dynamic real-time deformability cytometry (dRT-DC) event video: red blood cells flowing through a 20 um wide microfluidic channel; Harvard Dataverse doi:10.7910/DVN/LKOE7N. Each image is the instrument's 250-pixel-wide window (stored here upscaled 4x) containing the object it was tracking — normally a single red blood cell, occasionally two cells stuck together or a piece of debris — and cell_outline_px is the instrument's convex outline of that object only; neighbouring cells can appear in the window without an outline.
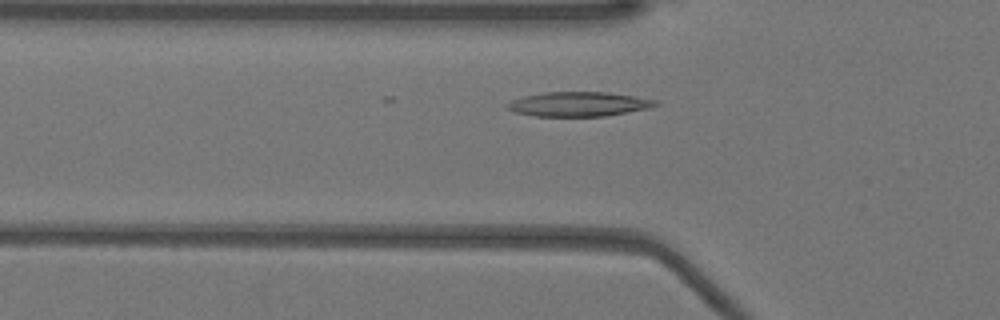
{"species": "Egyptian fruit bat (a non-hibernating species)", "species_latin": "Rousettus aegyptiacus", "temperature_condition": "warm", "stored_images_in_passage": 15, "camera_frame_rate_fps": 3000, "um_per_image_px": 0.085, "animal": {"sex": "female"}, "frame": {"image": 1, "passage_image": 10, "time_ms": 3.0, "image_size_px": [1000, 320], "cell_outline_px": [[660, 104], [648, 108], [604, 116], [536, 116], [516, 112], [504, 108], [504, 104], [512, 100], [524, 96], [544, 92], [608, 92], [656, 100]], "centroid_in_image_um": [49.13, 8.84], "position_along_channel_um": 76.7, "area_um2": 21.04}}
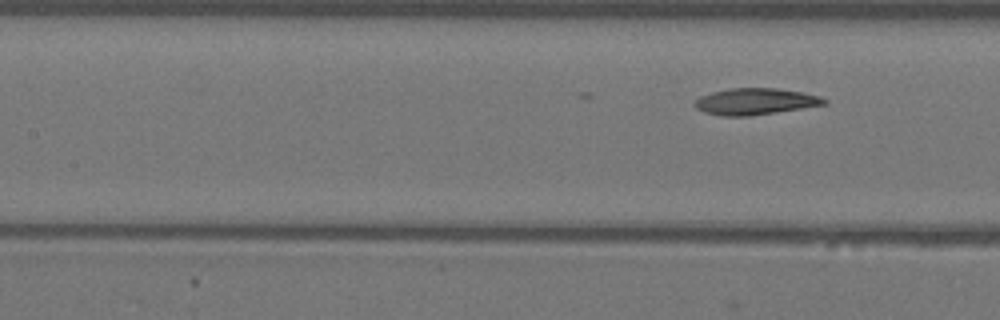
{"frame": {"image": 2, "passage_image": 15, "time_ms": 4.667, "image_size_px": [1000, 320], "cell_outline_px": [[828, 104], [776, 112], [748, 116], [720, 116], [704, 112], [696, 108], [692, 104], [700, 96], [712, 92], [728, 88], [776, 88], [800, 92], [820, 96], [828, 100]], "centroid_in_image_um": [64.18, 8.63], "position_along_channel_um": 143.2, "area_um2": 20.0}}